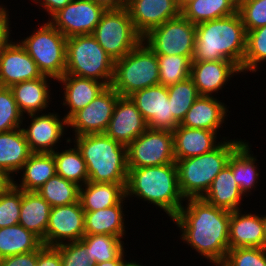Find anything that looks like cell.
I'll use <instances>...</instances> for the list:
<instances>
[{
    "label": "cell",
    "instance_id": "8fae6325",
    "mask_svg": "<svg viewBox=\"0 0 266 266\" xmlns=\"http://www.w3.org/2000/svg\"><path fill=\"white\" fill-rule=\"evenodd\" d=\"M128 169L175 163L173 133L148 128L127 147Z\"/></svg>",
    "mask_w": 266,
    "mask_h": 266
},
{
    "label": "cell",
    "instance_id": "11a10c76",
    "mask_svg": "<svg viewBox=\"0 0 266 266\" xmlns=\"http://www.w3.org/2000/svg\"><path fill=\"white\" fill-rule=\"evenodd\" d=\"M194 0H176L177 5L180 10H182L188 3L192 2Z\"/></svg>",
    "mask_w": 266,
    "mask_h": 266
},
{
    "label": "cell",
    "instance_id": "30bf717a",
    "mask_svg": "<svg viewBox=\"0 0 266 266\" xmlns=\"http://www.w3.org/2000/svg\"><path fill=\"white\" fill-rule=\"evenodd\" d=\"M196 25L182 14L151 29L142 41L156 55H181L192 61Z\"/></svg>",
    "mask_w": 266,
    "mask_h": 266
},
{
    "label": "cell",
    "instance_id": "3957f363",
    "mask_svg": "<svg viewBox=\"0 0 266 266\" xmlns=\"http://www.w3.org/2000/svg\"><path fill=\"white\" fill-rule=\"evenodd\" d=\"M126 198L137 197L159 207L172 220L184 205L176 163L129 169Z\"/></svg>",
    "mask_w": 266,
    "mask_h": 266
},
{
    "label": "cell",
    "instance_id": "484cf974",
    "mask_svg": "<svg viewBox=\"0 0 266 266\" xmlns=\"http://www.w3.org/2000/svg\"><path fill=\"white\" fill-rule=\"evenodd\" d=\"M126 183H93L79 188V201L85 212H94L120 203L126 198Z\"/></svg>",
    "mask_w": 266,
    "mask_h": 266
},
{
    "label": "cell",
    "instance_id": "7bdbcfd3",
    "mask_svg": "<svg viewBox=\"0 0 266 266\" xmlns=\"http://www.w3.org/2000/svg\"><path fill=\"white\" fill-rule=\"evenodd\" d=\"M237 12L246 32L266 25V0H238Z\"/></svg>",
    "mask_w": 266,
    "mask_h": 266
},
{
    "label": "cell",
    "instance_id": "ee69618b",
    "mask_svg": "<svg viewBox=\"0 0 266 266\" xmlns=\"http://www.w3.org/2000/svg\"><path fill=\"white\" fill-rule=\"evenodd\" d=\"M223 263L227 266H266V249L259 247L229 249Z\"/></svg>",
    "mask_w": 266,
    "mask_h": 266
},
{
    "label": "cell",
    "instance_id": "db71d44e",
    "mask_svg": "<svg viewBox=\"0 0 266 266\" xmlns=\"http://www.w3.org/2000/svg\"><path fill=\"white\" fill-rule=\"evenodd\" d=\"M8 11L7 8L0 5V26H10V16Z\"/></svg>",
    "mask_w": 266,
    "mask_h": 266
},
{
    "label": "cell",
    "instance_id": "f6af8a7d",
    "mask_svg": "<svg viewBox=\"0 0 266 266\" xmlns=\"http://www.w3.org/2000/svg\"><path fill=\"white\" fill-rule=\"evenodd\" d=\"M55 248L59 251L62 266H95L87 254L86 244L82 239Z\"/></svg>",
    "mask_w": 266,
    "mask_h": 266
},
{
    "label": "cell",
    "instance_id": "d590c367",
    "mask_svg": "<svg viewBox=\"0 0 266 266\" xmlns=\"http://www.w3.org/2000/svg\"><path fill=\"white\" fill-rule=\"evenodd\" d=\"M79 188L80 186L76 183L68 181L56 174L36 192L43 197L51 207H57L78 202Z\"/></svg>",
    "mask_w": 266,
    "mask_h": 266
},
{
    "label": "cell",
    "instance_id": "7dc6e473",
    "mask_svg": "<svg viewBox=\"0 0 266 266\" xmlns=\"http://www.w3.org/2000/svg\"><path fill=\"white\" fill-rule=\"evenodd\" d=\"M37 266H62L59 251L52 246H44L38 248Z\"/></svg>",
    "mask_w": 266,
    "mask_h": 266
},
{
    "label": "cell",
    "instance_id": "bcb514c9",
    "mask_svg": "<svg viewBox=\"0 0 266 266\" xmlns=\"http://www.w3.org/2000/svg\"><path fill=\"white\" fill-rule=\"evenodd\" d=\"M38 249L30 253L8 256L0 259V266H37Z\"/></svg>",
    "mask_w": 266,
    "mask_h": 266
},
{
    "label": "cell",
    "instance_id": "ba28073f",
    "mask_svg": "<svg viewBox=\"0 0 266 266\" xmlns=\"http://www.w3.org/2000/svg\"><path fill=\"white\" fill-rule=\"evenodd\" d=\"M19 42L35 61L42 75L56 81L65 74L67 38L49 21Z\"/></svg>",
    "mask_w": 266,
    "mask_h": 266
},
{
    "label": "cell",
    "instance_id": "f1b7e54d",
    "mask_svg": "<svg viewBox=\"0 0 266 266\" xmlns=\"http://www.w3.org/2000/svg\"><path fill=\"white\" fill-rule=\"evenodd\" d=\"M125 200L124 198L117 205L108 208L85 212V235H111L120 239L125 238L126 226L123 218Z\"/></svg>",
    "mask_w": 266,
    "mask_h": 266
},
{
    "label": "cell",
    "instance_id": "9f6ffc18",
    "mask_svg": "<svg viewBox=\"0 0 266 266\" xmlns=\"http://www.w3.org/2000/svg\"><path fill=\"white\" fill-rule=\"evenodd\" d=\"M262 223L264 228V249H266V215H262Z\"/></svg>",
    "mask_w": 266,
    "mask_h": 266
},
{
    "label": "cell",
    "instance_id": "d6a6232c",
    "mask_svg": "<svg viewBox=\"0 0 266 266\" xmlns=\"http://www.w3.org/2000/svg\"><path fill=\"white\" fill-rule=\"evenodd\" d=\"M238 0H194L181 14L193 24L228 17L237 12Z\"/></svg>",
    "mask_w": 266,
    "mask_h": 266
},
{
    "label": "cell",
    "instance_id": "f35d334b",
    "mask_svg": "<svg viewBox=\"0 0 266 266\" xmlns=\"http://www.w3.org/2000/svg\"><path fill=\"white\" fill-rule=\"evenodd\" d=\"M160 84L170 86L190 77L191 61L181 55H157Z\"/></svg>",
    "mask_w": 266,
    "mask_h": 266
},
{
    "label": "cell",
    "instance_id": "8992f818",
    "mask_svg": "<svg viewBox=\"0 0 266 266\" xmlns=\"http://www.w3.org/2000/svg\"><path fill=\"white\" fill-rule=\"evenodd\" d=\"M160 84L157 55L141 41L123 58L114 61L110 86L121 97Z\"/></svg>",
    "mask_w": 266,
    "mask_h": 266
},
{
    "label": "cell",
    "instance_id": "2e32d148",
    "mask_svg": "<svg viewBox=\"0 0 266 266\" xmlns=\"http://www.w3.org/2000/svg\"><path fill=\"white\" fill-rule=\"evenodd\" d=\"M31 123L25 128L21 127L25 139L33 153H52L57 149L56 144L61 142V137L68 127L67 119L61 118L57 113L29 114ZM61 118V119H60ZM56 146V147H55Z\"/></svg>",
    "mask_w": 266,
    "mask_h": 266
},
{
    "label": "cell",
    "instance_id": "680465c9",
    "mask_svg": "<svg viewBox=\"0 0 266 266\" xmlns=\"http://www.w3.org/2000/svg\"><path fill=\"white\" fill-rule=\"evenodd\" d=\"M215 266H227L225 263L223 262H218V263H212Z\"/></svg>",
    "mask_w": 266,
    "mask_h": 266
},
{
    "label": "cell",
    "instance_id": "836d02e7",
    "mask_svg": "<svg viewBox=\"0 0 266 266\" xmlns=\"http://www.w3.org/2000/svg\"><path fill=\"white\" fill-rule=\"evenodd\" d=\"M42 241L22 225L0 228V259L36 251Z\"/></svg>",
    "mask_w": 266,
    "mask_h": 266
},
{
    "label": "cell",
    "instance_id": "4316f807",
    "mask_svg": "<svg viewBox=\"0 0 266 266\" xmlns=\"http://www.w3.org/2000/svg\"><path fill=\"white\" fill-rule=\"evenodd\" d=\"M32 153L21 127L0 133V169L13 180Z\"/></svg>",
    "mask_w": 266,
    "mask_h": 266
},
{
    "label": "cell",
    "instance_id": "816d5d0a",
    "mask_svg": "<svg viewBox=\"0 0 266 266\" xmlns=\"http://www.w3.org/2000/svg\"><path fill=\"white\" fill-rule=\"evenodd\" d=\"M12 183L13 179L0 169V193L4 192Z\"/></svg>",
    "mask_w": 266,
    "mask_h": 266
},
{
    "label": "cell",
    "instance_id": "4dcf8cb0",
    "mask_svg": "<svg viewBox=\"0 0 266 266\" xmlns=\"http://www.w3.org/2000/svg\"><path fill=\"white\" fill-rule=\"evenodd\" d=\"M20 171L21 183L13 180V184L23 191L36 192L57 174L53 153H32Z\"/></svg>",
    "mask_w": 266,
    "mask_h": 266
},
{
    "label": "cell",
    "instance_id": "e575fe53",
    "mask_svg": "<svg viewBox=\"0 0 266 266\" xmlns=\"http://www.w3.org/2000/svg\"><path fill=\"white\" fill-rule=\"evenodd\" d=\"M52 152L56 165L57 175L64 179L83 186L88 182L86 163L80 150L74 145V148L65 149L62 152Z\"/></svg>",
    "mask_w": 266,
    "mask_h": 266
},
{
    "label": "cell",
    "instance_id": "d4e9b609",
    "mask_svg": "<svg viewBox=\"0 0 266 266\" xmlns=\"http://www.w3.org/2000/svg\"><path fill=\"white\" fill-rule=\"evenodd\" d=\"M64 88L63 105L70 109L64 117L68 120L74 113L93 101L106 87L103 82L64 74L57 79Z\"/></svg>",
    "mask_w": 266,
    "mask_h": 266
},
{
    "label": "cell",
    "instance_id": "7a4b0ae2",
    "mask_svg": "<svg viewBox=\"0 0 266 266\" xmlns=\"http://www.w3.org/2000/svg\"><path fill=\"white\" fill-rule=\"evenodd\" d=\"M247 32L238 12L196 24L192 61L229 60L242 72Z\"/></svg>",
    "mask_w": 266,
    "mask_h": 266
},
{
    "label": "cell",
    "instance_id": "9a60e30c",
    "mask_svg": "<svg viewBox=\"0 0 266 266\" xmlns=\"http://www.w3.org/2000/svg\"><path fill=\"white\" fill-rule=\"evenodd\" d=\"M150 129L173 131L179 123L173 118L168 89L161 84L138 90L129 96Z\"/></svg>",
    "mask_w": 266,
    "mask_h": 266
},
{
    "label": "cell",
    "instance_id": "cb8c5ba5",
    "mask_svg": "<svg viewBox=\"0 0 266 266\" xmlns=\"http://www.w3.org/2000/svg\"><path fill=\"white\" fill-rule=\"evenodd\" d=\"M52 77L42 75L34 80L23 81L10 87L22 115L42 113L50 103V79ZM49 80V81H48Z\"/></svg>",
    "mask_w": 266,
    "mask_h": 266
},
{
    "label": "cell",
    "instance_id": "f5cc1de1",
    "mask_svg": "<svg viewBox=\"0 0 266 266\" xmlns=\"http://www.w3.org/2000/svg\"><path fill=\"white\" fill-rule=\"evenodd\" d=\"M125 252L118 258V259H113L107 262H100L98 264H95V266H124L125 263Z\"/></svg>",
    "mask_w": 266,
    "mask_h": 266
},
{
    "label": "cell",
    "instance_id": "6f0895ef",
    "mask_svg": "<svg viewBox=\"0 0 266 266\" xmlns=\"http://www.w3.org/2000/svg\"><path fill=\"white\" fill-rule=\"evenodd\" d=\"M124 266H144V265H141L137 263L136 261L131 260V262L125 261Z\"/></svg>",
    "mask_w": 266,
    "mask_h": 266
},
{
    "label": "cell",
    "instance_id": "4fadbf2b",
    "mask_svg": "<svg viewBox=\"0 0 266 266\" xmlns=\"http://www.w3.org/2000/svg\"><path fill=\"white\" fill-rule=\"evenodd\" d=\"M105 11L92 0H72L48 21L66 38L92 34Z\"/></svg>",
    "mask_w": 266,
    "mask_h": 266
},
{
    "label": "cell",
    "instance_id": "ac0fdd59",
    "mask_svg": "<svg viewBox=\"0 0 266 266\" xmlns=\"http://www.w3.org/2000/svg\"><path fill=\"white\" fill-rule=\"evenodd\" d=\"M148 129L147 122L130 97H119L105 134L128 146Z\"/></svg>",
    "mask_w": 266,
    "mask_h": 266
},
{
    "label": "cell",
    "instance_id": "44dd1931",
    "mask_svg": "<svg viewBox=\"0 0 266 266\" xmlns=\"http://www.w3.org/2000/svg\"><path fill=\"white\" fill-rule=\"evenodd\" d=\"M244 213H242L241 209L230 213L229 249L264 248L262 215Z\"/></svg>",
    "mask_w": 266,
    "mask_h": 266
},
{
    "label": "cell",
    "instance_id": "1f68e13d",
    "mask_svg": "<svg viewBox=\"0 0 266 266\" xmlns=\"http://www.w3.org/2000/svg\"><path fill=\"white\" fill-rule=\"evenodd\" d=\"M243 142L230 156L228 166L234 175V180L240 188V191L247 197L251 190L256 189L259 182V170L256 167L257 157L251 153V145Z\"/></svg>",
    "mask_w": 266,
    "mask_h": 266
},
{
    "label": "cell",
    "instance_id": "60d3db41",
    "mask_svg": "<svg viewBox=\"0 0 266 266\" xmlns=\"http://www.w3.org/2000/svg\"><path fill=\"white\" fill-rule=\"evenodd\" d=\"M24 119L10 87L0 86V133L20 128Z\"/></svg>",
    "mask_w": 266,
    "mask_h": 266
},
{
    "label": "cell",
    "instance_id": "74e56055",
    "mask_svg": "<svg viewBox=\"0 0 266 266\" xmlns=\"http://www.w3.org/2000/svg\"><path fill=\"white\" fill-rule=\"evenodd\" d=\"M167 89L173 118L180 124L200 95L191 77L170 85Z\"/></svg>",
    "mask_w": 266,
    "mask_h": 266
},
{
    "label": "cell",
    "instance_id": "5b68a950",
    "mask_svg": "<svg viewBox=\"0 0 266 266\" xmlns=\"http://www.w3.org/2000/svg\"><path fill=\"white\" fill-rule=\"evenodd\" d=\"M220 140L211 152L185 159L175 160L178 170V185L181 195L187 198H202L209 190L214 178L228 164L231 154L244 142Z\"/></svg>",
    "mask_w": 266,
    "mask_h": 266
},
{
    "label": "cell",
    "instance_id": "9c48e42d",
    "mask_svg": "<svg viewBox=\"0 0 266 266\" xmlns=\"http://www.w3.org/2000/svg\"><path fill=\"white\" fill-rule=\"evenodd\" d=\"M92 35L114 61L123 58L143 39L134 28L126 7L106 10Z\"/></svg>",
    "mask_w": 266,
    "mask_h": 266
},
{
    "label": "cell",
    "instance_id": "83f0119b",
    "mask_svg": "<svg viewBox=\"0 0 266 266\" xmlns=\"http://www.w3.org/2000/svg\"><path fill=\"white\" fill-rule=\"evenodd\" d=\"M51 208L50 204L37 192L22 190L19 224L36 235L44 246Z\"/></svg>",
    "mask_w": 266,
    "mask_h": 266
},
{
    "label": "cell",
    "instance_id": "6da1fadb",
    "mask_svg": "<svg viewBox=\"0 0 266 266\" xmlns=\"http://www.w3.org/2000/svg\"><path fill=\"white\" fill-rule=\"evenodd\" d=\"M185 200L186 206L172 219L182 232L180 239L209 263L223 262L229 250L231 211L213 206L203 198Z\"/></svg>",
    "mask_w": 266,
    "mask_h": 266
},
{
    "label": "cell",
    "instance_id": "ffe728a7",
    "mask_svg": "<svg viewBox=\"0 0 266 266\" xmlns=\"http://www.w3.org/2000/svg\"><path fill=\"white\" fill-rule=\"evenodd\" d=\"M240 73L241 69L229 60L191 61L190 77L200 96L212 97V93H218L231 77Z\"/></svg>",
    "mask_w": 266,
    "mask_h": 266
},
{
    "label": "cell",
    "instance_id": "b9f144b4",
    "mask_svg": "<svg viewBox=\"0 0 266 266\" xmlns=\"http://www.w3.org/2000/svg\"><path fill=\"white\" fill-rule=\"evenodd\" d=\"M22 190L13 183L0 193V228L19 224Z\"/></svg>",
    "mask_w": 266,
    "mask_h": 266
},
{
    "label": "cell",
    "instance_id": "603a6c76",
    "mask_svg": "<svg viewBox=\"0 0 266 266\" xmlns=\"http://www.w3.org/2000/svg\"><path fill=\"white\" fill-rule=\"evenodd\" d=\"M214 96H199L186 113L180 125L189 128L219 131L227 118L226 107Z\"/></svg>",
    "mask_w": 266,
    "mask_h": 266
},
{
    "label": "cell",
    "instance_id": "d6986e66",
    "mask_svg": "<svg viewBox=\"0 0 266 266\" xmlns=\"http://www.w3.org/2000/svg\"><path fill=\"white\" fill-rule=\"evenodd\" d=\"M126 8L134 28L142 37L181 14L176 0H128Z\"/></svg>",
    "mask_w": 266,
    "mask_h": 266
},
{
    "label": "cell",
    "instance_id": "f546056e",
    "mask_svg": "<svg viewBox=\"0 0 266 266\" xmlns=\"http://www.w3.org/2000/svg\"><path fill=\"white\" fill-rule=\"evenodd\" d=\"M242 197L244 198V195L234 180L232 170L226 165L214 178L209 190L202 198L213 206L235 211L240 210Z\"/></svg>",
    "mask_w": 266,
    "mask_h": 266
},
{
    "label": "cell",
    "instance_id": "681fc988",
    "mask_svg": "<svg viewBox=\"0 0 266 266\" xmlns=\"http://www.w3.org/2000/svg\"><path fill=\"white\" fill-rule=\"evenodd\" d=\"M97 5L102 6L105 10H117L125 8L128 0H92Z\"/></svg>",
    "mask_w": 266,
    "mask_h": 266
},
{
    "label": "cell",
    "instance_id": "52a82bcc",
    "mask_svg": "<svg viewBox=\"0 0 266 266\" xmlns=\"http://www.w3.org/2000/svg\"><path fill=\"white\" fill-rule=\"evenodd\" d=\"M114 60L92 34L67 38L65 74L93 79L110 86Z\"/></svg>",
    "mask_w": 266,
    "mask_h": 266
},
{
    "label": "cell",
    "instance_id": "7c38bea8",
    "mask_svg": "<svg viewBox=\"0 0 266 266\" xmlns=\"http://www.w3.org/2000/svg\"><path fill=\"white\" fill-rule=\"evenodd\" d=\"M120 95L107 86L93 101L74 113L68 120L75 137L89 134H104L113 115Z\"/></svg>",
    "mask_w": 266,
    "mask_h": 266
},
{
    "label": "cell",
    "instance_id": "5bb4252c",
    "mask_svg": "<svg viewBox=\"0 0 266 266\" xmlns=\"http://www.w3.org/2000/svg\"><path fill=\"white\" fill-rule=\"evenodd\" d=\"M85 235V211L80 201L52 207L45 234V246L79 241Z\"/></svg>",
    "mask_w": 266,
    "mask_h": 266
},
{
    "label": "cell",
    "instance_id": "f907efd6",
    "mask_svg": "<svg viewBox=\"0 0 266 266\" xmlns=\"http://www.w3.org/2000/svg\"><path fill=\"white\" fill-rule=\"evenodd\" d=\"M10 31L9 26H0V55L3 47L10 41Z\"/></svg>",
    "mask_w": 266,
    "mask_h": 266
},
{
    "label": "cell",
    "instance_id": "7402d4cb",
    "mask_svg": "<svg viewBox=\"0 0 266 266\" xmlns=\"http://www.w3.org/2000/svg\"><path fill=\"white\" fill-rule=\"evenodd\" d=\"M172 133L175 160L211 152L220 143L216 142L217 133L215 131L189 128L179 124Z\"/></svg>",
    "mask_w": 266,
    "mask_h": 266
},
{
    "label": "cell",
    "instance_id": "e0dca14e",
    "mask_svg": "<svg viewBox=\"0 0 266 266\" xmlns=\"http://www.w3.org/2000/svg\"><path fill=\"white\" fill-rule=\"evenodd\" d=\"M41 76L35 61L20 42H13L11 39L3 47L0 55V86L11 87Z\"/></svg>",
    "mask_w": 266,
    "mask_h": 266
},
{
    "label": "cell",
    "instance_id": "c3c4849f",
    "mask_svg": "<svg viewBox=\"0 0 266 266\" xmlns=\"http://www.w3.org/2000/svg\"><path fill=\"white\" fill-rule=\"evenodd\" d=\"M35 3L39 4L45 11H47L48 15L51 17L63 9L67 4H69L72 0H33Z\"/></svg>",
    "mask_w": 266,
    "mask_h": 266
},
{
    "label": "cell",
    "instance_id": "8d00e7d4",
    "mask_svg": "<svg viewBox=\"0 0 266 266\" xmlns=\"http://www.w3.org/2000/svg\"><path fill=\"white\" fill-rule=\"evenodd\" d=\"M86 251L94 264L118 259L125 251L124 241L111 235H84Z\"/></svg>",
    "mask_w": 266,
    "mask_h": 266
},
{
    "label": "cell",
    "instance_id": "277c9868",
    "mask_svg": "<svg viewBox=\"0 0 266 266\" xmlns=\"http://www.w3.org/2000/svg\"><path fill=\"white\" fill-rule=\"evenodd\" d=\"M86 163L88 181L93 183H127L126 146L104 134L73 137Z\"/></svg>",
    "mask_w": 266,
    "mask_h": 266
},
{
    "label": "cell",
    "instance_id": "ab89813d",
    "mask_svg": "<svg viewBox=\"0 0 266 266\" xmlns=\"http://www.w3.org/2000/svg\"><path fill=\"white\" fill-rule=\"evenodd\" d=\"M262 62H266V25L247 31L246 52L242 64V72H255Z\"/></svg>",
    "mask_w": 266,
    "mask_h": 266
}]
</instances>
